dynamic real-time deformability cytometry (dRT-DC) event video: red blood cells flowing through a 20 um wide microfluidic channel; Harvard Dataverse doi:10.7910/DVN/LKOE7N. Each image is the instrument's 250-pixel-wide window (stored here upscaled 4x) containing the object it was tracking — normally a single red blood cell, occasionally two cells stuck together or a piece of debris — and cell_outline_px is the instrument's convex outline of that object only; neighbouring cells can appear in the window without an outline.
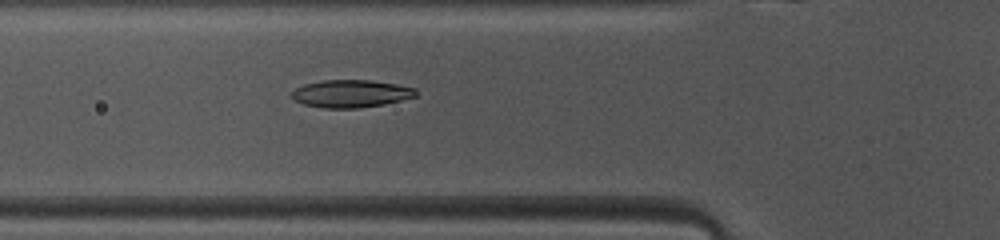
{"species": "common noctule bat (a hibernating species)", "species_latin": "Nyctalus noctula", "temperature_condition": "warm", "stored_images_in_passage": 47, "camera_frame_rate_fps": 3000, "um_per_image_px": 0.085, "animal": {"sex": "female", "body_mass_g": 10.0, "forearm_length_mm": 53.1}, "frame": {"image": 1, "passage_image": 15, "time_ms": 4.667, "image_size_px": [1000, 240], "cell_outline_px": [[416, 96], [384, 104], [360, 108], [324, 108], [304, 104], [296, 100], [292, 96], [292, 92], [296, 88], [304, 84], [324, 80], [372, 80], [396, 84], [416, 88]], "centroid_in_image_um": [29.84, 7.95], "position_along_channel_um": 96.0, "area_um2": 19.83}}
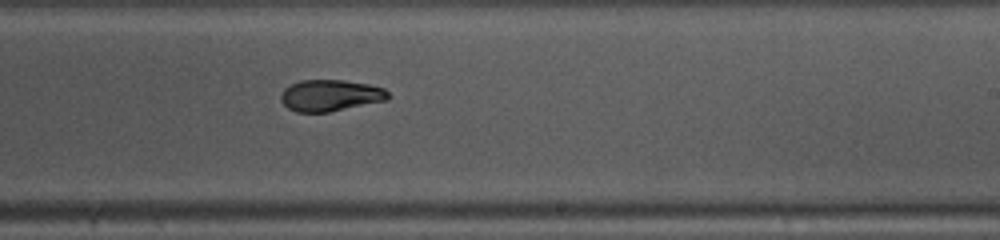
{"frame": {"image": 2, "passage_image": 27, "time_ms": 8.667, "image_size_px": [1000, 240], "cell_outline_px": [[388, 100], [328, 112], [296, 112], [288, 108], [280, 100], [280, 96], [284, 88], [300, 80], [344, 80], [368, 84], [384, 88], [388, 92]], "centroid_in_image_um": [28.07, 8.11], "position_along_channel_um": 260.9, "area_um2": 19.65}}
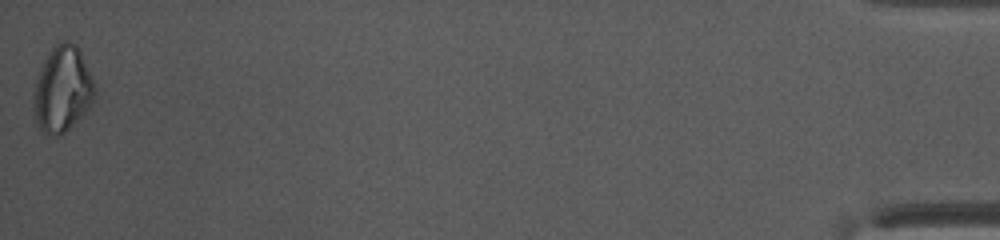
{"frame": {"image": 3, "passage_image": 47, "time_ms": 15.333, "image_size_px": [1000, 240], "cell_outline_px": [[96, 92], [88, 108], [60, 136], [44, 132], [36, 124], [32, 108], [32, 96], [36, 80], [44, 60], [48, 52], [60, 40], [68, 40], [76, 44], [92, 76], [96, 88]], "centroid_in_image_um": [5.28, 7.56], "position_along_channel_um": 429.9, "area_um2": 30.46}, "authors_computed_cell_mechanics": {"area_um2": 20.4612, "velocity_mm_per_s": 4.1187, "shape_relaxation_time_tau1_ms": null, "shape_relaxation_time_tau2_ms": 4.6777, "deformation_change_tau1": null, "deformation_change_tau2": 0.1066}}